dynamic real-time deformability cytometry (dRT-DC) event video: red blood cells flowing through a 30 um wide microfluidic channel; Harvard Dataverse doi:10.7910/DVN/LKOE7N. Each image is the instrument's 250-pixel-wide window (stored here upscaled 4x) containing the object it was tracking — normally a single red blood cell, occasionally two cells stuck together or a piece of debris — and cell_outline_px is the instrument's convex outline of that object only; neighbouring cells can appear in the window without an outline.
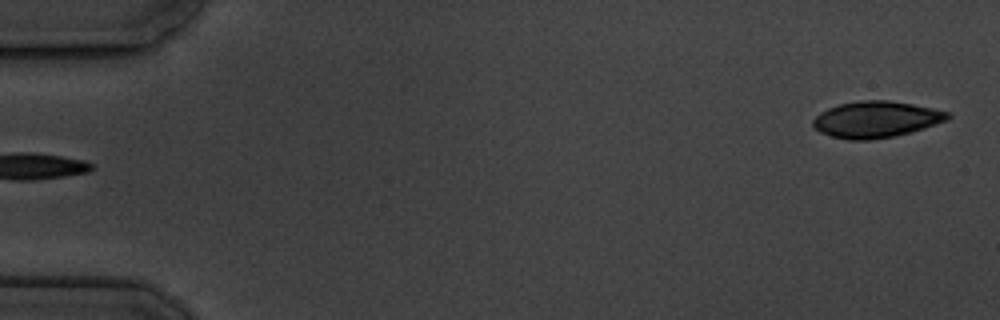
{"species": "common noctule bat (a hibernating species)", "species_latin": "Nyctalus noctula", "temperature_condition": "cold", "stored_images_in_passage": 7, "segment_of_instrument_passage": [2, 2], "camera_frame_rate_fps": 3000, "um_per_image_px": 0.085, "animal": {"sex": "male", "body_mass_g": 19.5, "forearm_length_mm": 54.6}, "frame": {"image": 1, "passage_image": 7, "time_ms": 6.667, "image_size_px": [1000, 320], "cell_outline_px": [[952, 116], [948, 120], [924, 128], [896, 136], [872, 140], [848, 140], [832, 136], [820, 132], [812, 128], [812, 120], [820, 112], [828, 108], [840, 104], [860, 100], [888, 100], [912, 104], [952, 112]], "centroid_in_image_um": [74.47, 10.15], "position_along_channel_um": 10.5, "area_um2": 28.78}}